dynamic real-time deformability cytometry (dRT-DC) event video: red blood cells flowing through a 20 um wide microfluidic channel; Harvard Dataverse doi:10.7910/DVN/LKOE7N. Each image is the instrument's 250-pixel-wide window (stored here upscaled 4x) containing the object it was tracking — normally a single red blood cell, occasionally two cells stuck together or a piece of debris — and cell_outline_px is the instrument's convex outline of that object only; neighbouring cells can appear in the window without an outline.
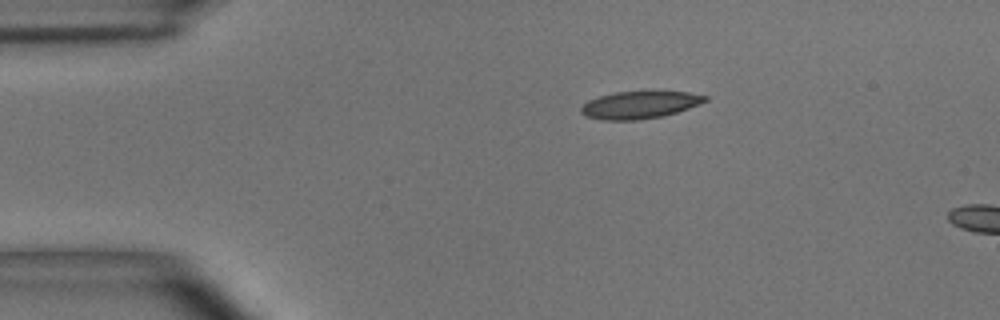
{"species": "common noctule bat (a hibernating species)", "species_latin": "Nyctalus noctula", "temperature_condition": "room temperature", "stored_images_in_passage": 3, "camera_frame_rate_fps": 3000, "um_per_image_px": 0.085, "animal": {"sex": "male", "body_mass_g": 15.6}, "frame": {"image": 1, "passage_image": 1, "time_ms": 0.0, "image_size_px": [1000, 320], "cell_outline_px": [[708, 100], [700, 104], [664, 116], [640, 120], [600, 120], [588, 116], [580, 112], [580, 108], [588, 100], [600, 96], [616, 92], [688, 92], [708, 96]], "centroid_in_image_um": [54.38, 8.92], "position_along_channel_um": 30.6, "area_um2": 19.65}}